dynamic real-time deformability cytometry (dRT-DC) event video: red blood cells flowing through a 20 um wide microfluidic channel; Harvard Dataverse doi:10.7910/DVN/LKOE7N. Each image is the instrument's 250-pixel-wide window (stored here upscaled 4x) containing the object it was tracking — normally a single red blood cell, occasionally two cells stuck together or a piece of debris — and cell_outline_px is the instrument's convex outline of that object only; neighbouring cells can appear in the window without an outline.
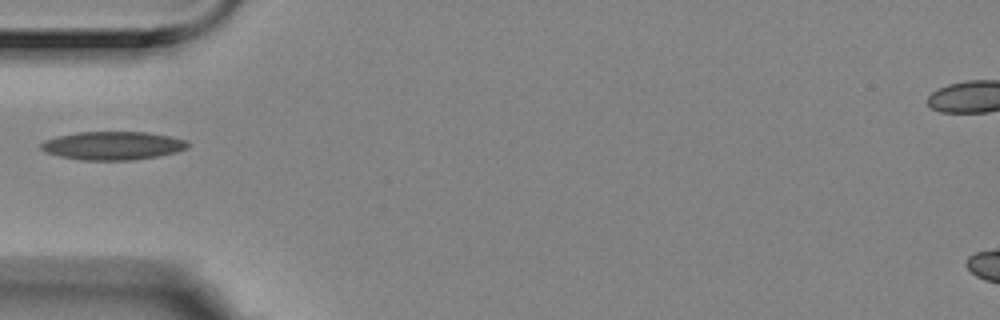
{"species": "Egyptian fruit bat (a non-hibernating species)", "species_latin": "Rousettus aegyptiacus", "temperature_condition": "room temperature", "stored_images_in_passage": 1, "camera_frame_rate_fps": 3000, "um_per_image_px": 0.085, "animal": {"sex": "female"}, "frame": {"image": 1, "passage_image": 1, "time_ms": 0.0, "image_size_px": [1000, 320], "cell_outline_px": [[188, 148], [176, 152], [156, 156], [132, 160], [80, 160], [60, 156], [48, 152], [40, 148], [40, 144], [44, 140], [76, 132], [148, 132], [188, 140]], "centroid_in_image_um": [9.6, 12.38], "position_along_channel_um": 75.4, "area_um2": 24.1}}